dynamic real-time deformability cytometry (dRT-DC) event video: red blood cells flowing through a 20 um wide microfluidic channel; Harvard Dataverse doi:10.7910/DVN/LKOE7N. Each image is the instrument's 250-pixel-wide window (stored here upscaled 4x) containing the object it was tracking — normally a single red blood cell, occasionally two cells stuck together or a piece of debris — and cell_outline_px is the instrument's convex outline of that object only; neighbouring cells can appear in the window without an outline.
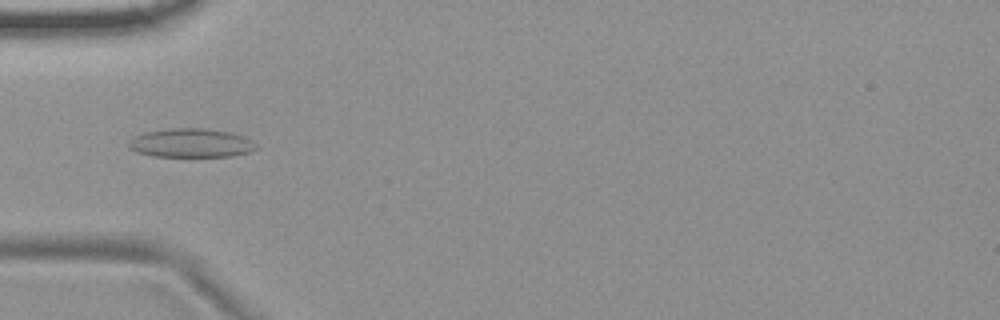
{"species": "common noctule bat (a hibernating species)", "species_latin": "Nyctalus noctula", "temperature_condition": "room temperature", "stored_images_in_passage": 6, "camera_frame_rate_fps": 3000, "um_per_image_px": 0.085, "animal": {"sex": "female", "body_mass_g": 19.9}, "frame": {"image": 1, "passage_image": 4, "time_ms": 4.333, "image_size_px": [1000, 320], "cell_outline_px": [[256, 148], [252, 152], [232, 156], [152, 156], [136, 152], [128, 148], [128, 140], [144, 132], [172, 128], [204, 128], [232, 132], [244, 136], [252, 140], [256, 144]], "centroid_in_image_um": [16.24, 12.15], "position_along_channel_um": 68.8, "area_um2": 21.62}}
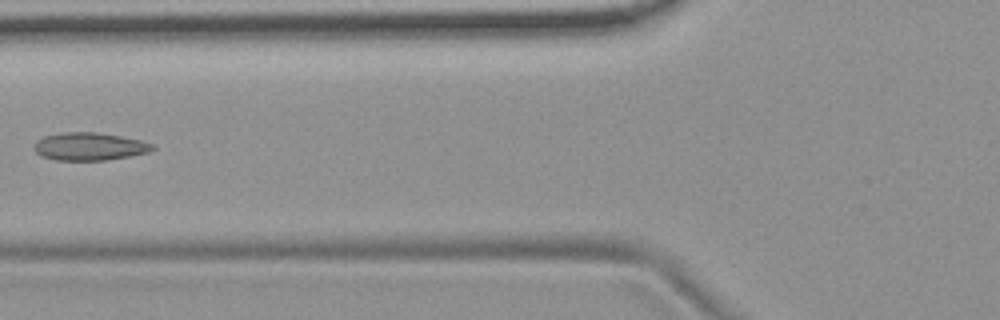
{"frame": {"image": 2, "passage_image": 5, "time_ms": 5.667, "image_size_px": [1000, 320], "cell_outline_px": [[156, 148], [148, 152], [128, 156], [104, 160], [56, 160], [40, 156], [32, 148], [36, 140], [44, 136], [64, 132], [96, 132], [120, 136], [140, 140], [152, 144]], "centroid_in_image_um": [7.55, 12.45], "position_along_channel_um": 118.3, "area_um2": 19.13}}
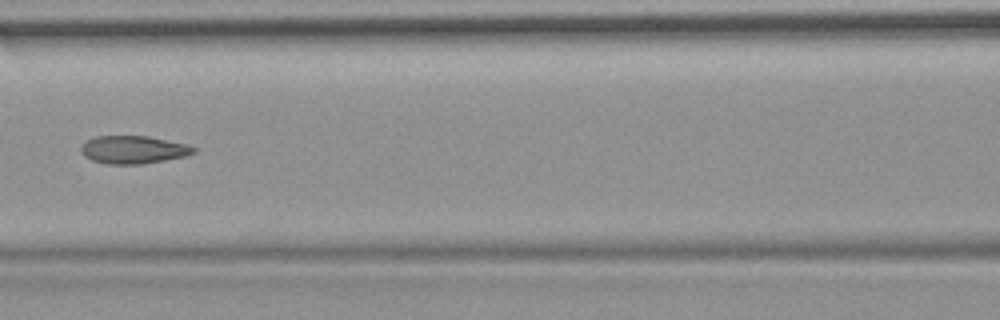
{"frame": {"image": 3, "passage_image": 6, "time_ms": 6.667, "image_size_px": [1000, 320], "cell_outline_px": [[196, 152], [184, 156], [164, 160], [140, 164], [108, 164], [92, 160], [84, 156], [80, 152], [80, 148], [88, 140], [96, 136], [148, 136], [188, 144], [196, 148]], "centroid_in_image_um": [11.34, 12.72], "position_along_channel_um": 155.3, "area_um2": 18.21}}